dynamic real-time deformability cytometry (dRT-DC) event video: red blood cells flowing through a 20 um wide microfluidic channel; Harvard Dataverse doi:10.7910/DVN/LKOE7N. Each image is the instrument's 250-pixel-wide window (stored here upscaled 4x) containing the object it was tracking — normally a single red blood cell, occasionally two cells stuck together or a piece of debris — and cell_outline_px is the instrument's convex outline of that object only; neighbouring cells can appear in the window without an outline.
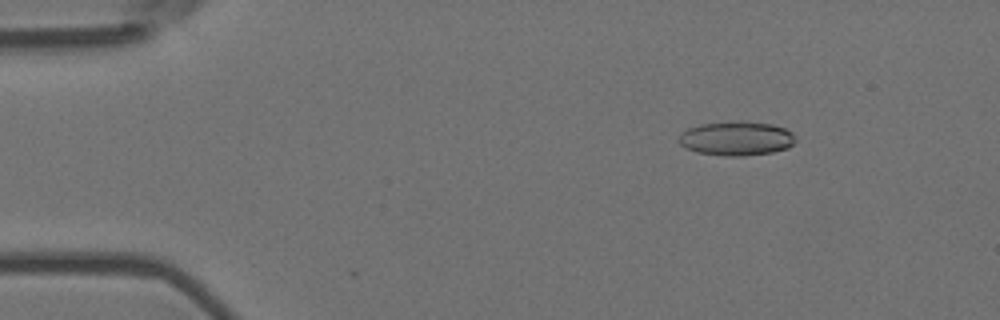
{"species": "Egyptian fruit bat (a non-hibernating species)", "species_latin": "Rousettus aegyptiacus", "temperature_condition": "room temperature", "stored_images_in_passage": 56, "camera_frame_rate_fps": 3000, "um_per_image_px": 0.085, "animal": {"sex": "female"}, "frame": {"image": 1, "passage_image": 8, "time_ms": 2.333, "image_size_px": [1000, 320], "cell_outline_px": [[796, 140], [788, 148], [772, 152], [744, 156], [724, 156], [696, 152], [680, 144], [680, 136], [688, 128], [700, 124], [740, 120], [748, 120], [772, 124], [784, 128], [792, 132], [796, 136]], "centroid_in_image_um": [62.64, 11.75], "position_along_channel_um": 22.4, "area_um2": 23.41}}
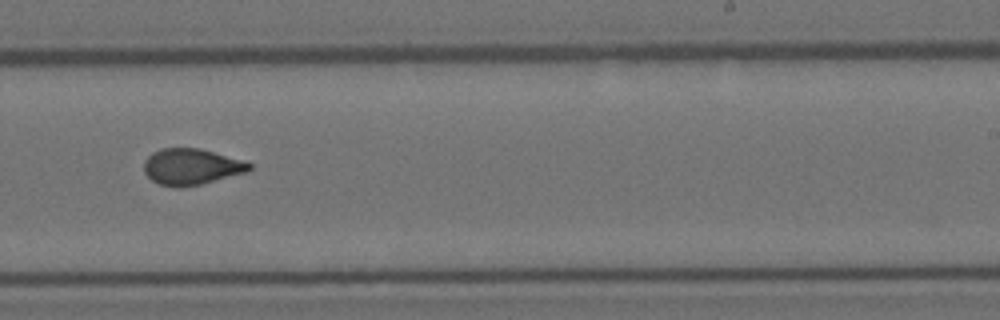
{"frame": {"image": 2, "passage_image": 35, "time_ms": 11.333, "image_size_px": [1000, 320], "cell_outline_px": [[252, 168], [248, 172], [200, 184], [180, 188], [176, 188], [160, 184], [152, 180], [144, 172], [144, 160], [152, 152], [160, 148], [200, 148], [248, 160], [252, 164]], "centroid_in_image_um": [16.31, 14.16], "position_along_channel_um": 272.7, "area_um2": 22.6}}
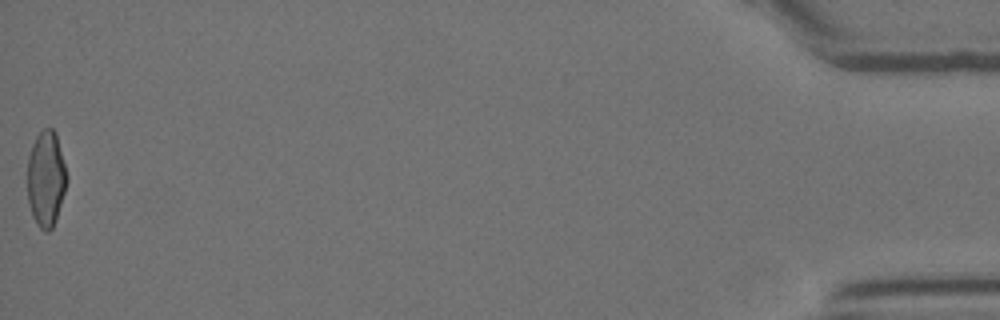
{"frame": {"image": 3, "passage_image": 56, "time_ms": 18.333, "image_size_px": [1000, 320], "cell_outline_px": [[68, 180], [56, 220], [52, 228], [48, 232], [44, 232], [36, 224], [32, 216], [28, 200], [28, 156], [32, 144], [36, 136], [44, 128], [52, 128], [56, 132], [68, 176]], "centroid_in_image_um": [3.92, 15.2], "position_along_channel_um": 431.3, "area_um2": 22.2}, "authors_computed_cell_mechanics": {"area_um2": 22.6576, "velocity_mm_per_s": 3.6645, "shape_relaxation_time_tau1_ms": 5.8833, "shape_relaxation_time_tau2_ms": 1.405, "deformation_change_tau1": 0.184, "deformation_change_tau2": 0.0791}}